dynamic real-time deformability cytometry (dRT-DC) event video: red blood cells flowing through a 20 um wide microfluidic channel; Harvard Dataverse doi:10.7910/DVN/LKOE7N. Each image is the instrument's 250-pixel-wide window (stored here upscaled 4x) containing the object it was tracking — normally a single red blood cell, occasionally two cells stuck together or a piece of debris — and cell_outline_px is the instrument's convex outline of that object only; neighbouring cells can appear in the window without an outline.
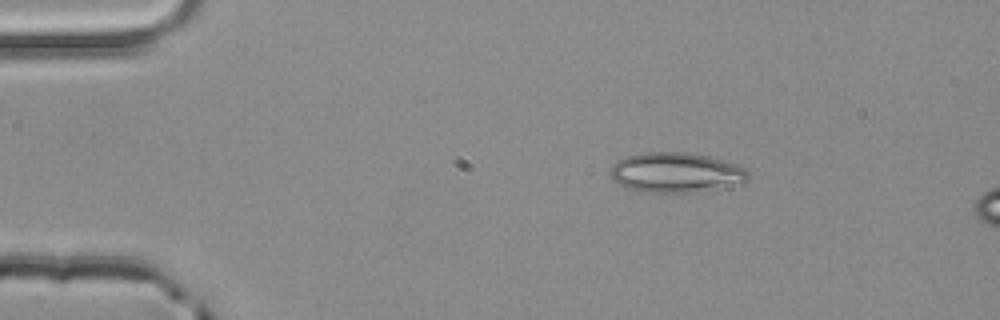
{"species": "common noctule bat (a hibernating species)", "species_latin": "Nyctalus noctula", "temperature_condition": "room temperature", "stored_images_in_passage": 4, "segment_of_instrument_passage": [1, 2], "camera_frame_rate_fps": 3000, "um_per_image_px": 0.085, "animal": {"sex": "male", "body_mass_g": 20.4}, "frame": {"image": 1, "passage_image": 1, "time_ms": 0.0, "image_size_px": [1000, 320], "cell_outline_px": [[748, 180], [692, 192], [644, 192], [624, 188], [612, 180], [612, 164], [616, 160], [624, 156], [640, 152], [688, 152], [708, 156], [740, 164], [748, 172]], "centroid_in_image_um": [57.37, 14.63], "position_along_channel_um": 27.6, "area_um2": 31.96}}